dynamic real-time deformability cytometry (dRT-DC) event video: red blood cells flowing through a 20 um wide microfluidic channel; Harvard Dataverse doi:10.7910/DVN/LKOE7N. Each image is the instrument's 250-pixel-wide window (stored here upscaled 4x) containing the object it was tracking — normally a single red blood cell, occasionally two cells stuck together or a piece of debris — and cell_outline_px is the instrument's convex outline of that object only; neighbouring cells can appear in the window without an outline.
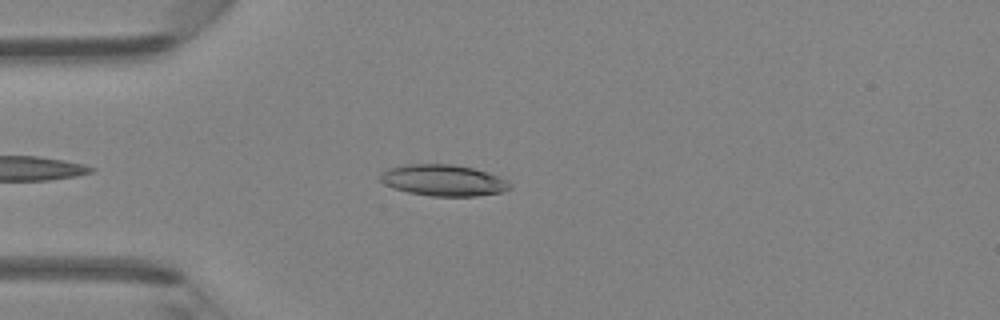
{"species": "Egyptian fruit bat (a non-hibernating species)", "species_latin": "Rousettus aegyptiacus", "temperature_condition": "room temperature", "stored_images_in_passage": 36, "camera_frame_rate_fps": 3000, "um_per_image_px": 0.085, "animal": {"sex": "female"}, "frame": {"image": 1, "passage_image": 5, "time_ms": 1.333, "image_size_px": [1000, 320], "cell_outline_px": [[512, 188], [504, 192], [476, 196], [432, 196], [408, 192], [392, 188], [384, 184], [380, 180], [380, 172], [388, 168], [408, 164], [452, 164], [472, 168], [488, 172], [508, 180], [512, 184]], "centroid_in_image_um": [37.71, 15.33], "position_along_channel_um": 47.3, "area_um2": 23.87}}
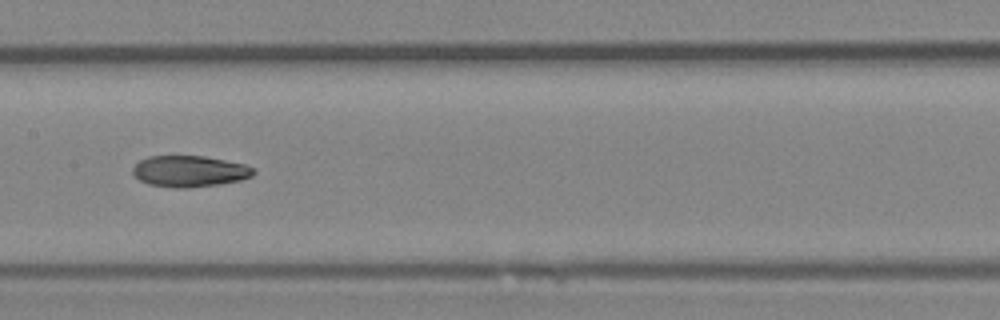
{"frame": {"image": 2, "passage_image": 16, "time_ms": 5.0, "image_size_px": [1000, 320], "cell_outline_px": [[256, 172], [252, 176], [240, 180], [220, 184], [188, 188], [172, 188], [148, 184], [140, 180], [132, 172], [132, 168], [140, 160], [148, 156], [204, 156], [244, 164], [256, 168]], "centroid_in_image_um": [16.12, 14.56], "position_along_channel_um": 191.3, "area_um2": 22.08}}
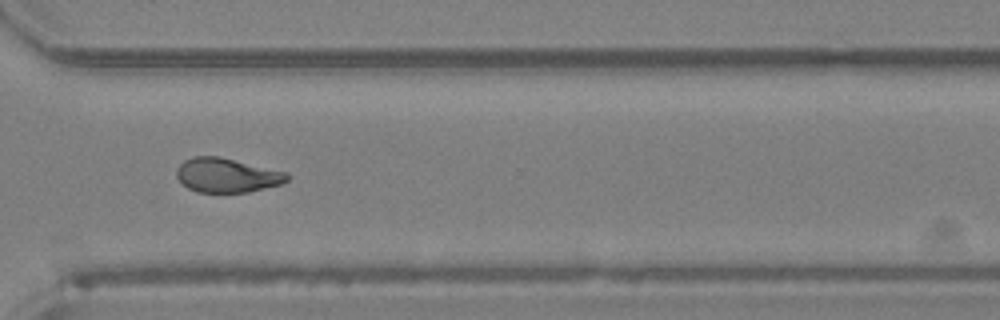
{"frame": {"image": 3, "passage_image": 27, "time_ms": 8.667, "image_size_px": [1000, 320], "cell_outline_px": [[288, 180], [284, 184], [248, 192], [196, 192], [188, 188], [176, 176], [176, 168], [184, 160], [192, 156], [220, 156], [288, 172]], "centroid_in_image_um": [19.3, 14.89], "position_along_channel_um": 351.3, "area_um2": 22.31}, "authors_computed_cell_mechanics": {"area_um2": 22.253, "velocity_mm_per_s": 4.369, "shape_relaxation_time_tau1_ms": 10.2414, "shape_relaxation_time_tau2_ms": 5.3808, "deformation_change_tau1": 0.2504, "deformation_change_tau2": 0.1105}}